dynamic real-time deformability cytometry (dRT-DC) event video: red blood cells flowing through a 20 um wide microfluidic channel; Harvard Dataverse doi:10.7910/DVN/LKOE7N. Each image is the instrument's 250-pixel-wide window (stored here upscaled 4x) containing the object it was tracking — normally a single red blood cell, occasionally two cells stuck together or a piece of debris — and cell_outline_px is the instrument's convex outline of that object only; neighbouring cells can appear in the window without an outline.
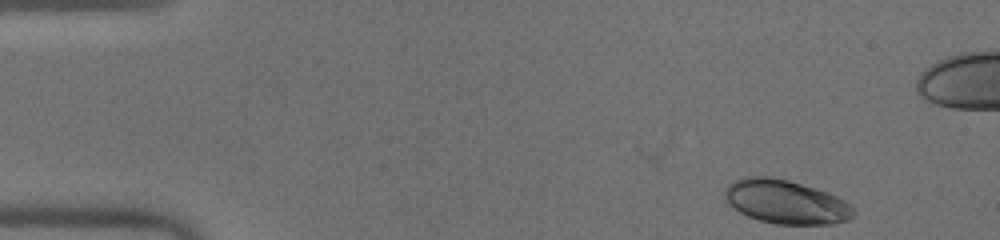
{"species": "human", "species_latin": "Homo sapiens", "temperature_condition": "warm", "stored_images_in_passage": 47, "camera_frame_rate_fps": 3000, "um_per_image_px": 0.085, "donor": {"sex": "male"}, "frame": {"image": 1, "passage_image": 1, "time_ms": 0.0, "image_size_px": [1000, 240], "cell_outline_px": [[856, 212], [848, 220], [832, 224], [776, 224], [760, 220], [748, 216], [740, 212], [728, 204], [724, 200], [724, 188], [728, 184], [744, 176], [768, 176], [788, 180], [836, 196], [844, 200]], "centroid_in_image_um": [66.74, 17.16], "position_along_channel_um": 18.3, "area_um2": 32.66}}
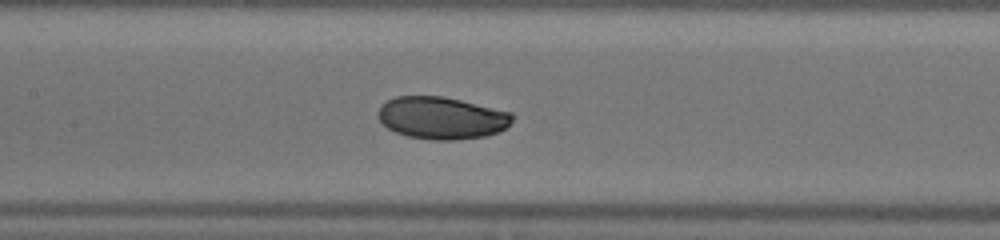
{"frame": {"image": 2, "passage_image": 20, "time_ms": 6.333, "image_size_px": [1000, 240], "cell_outline_px": [[512, 120], [500, 132], [484, 136], [456, 140], [432, 140], [408, 136], [396, 132], [388, 128], [380, 120], [380, 104], [396, 96], [444, 96], [512, 112]], "centroid_in_image_um": [37.55, 10.02], "position_along_channel_um": 169.8, "area_um2": 32.89}}
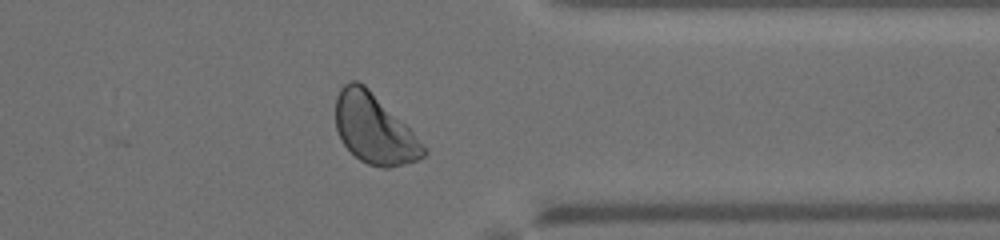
{"frame": {"image": 3, "passage_image": 36, "time_ms": 11.667, "image_size_px": [1000, 240], "cell_outline_px": [[428, 152], [424, 156], [416, 160], [388, 168], [384, 168], [368, 164], [360, 160], [340, 140], [336, 128], [336, 96], [340, 88], [344, 84], [352, 80], [356, 80], [364, 84], [428, 148]], "centroid_in_image_um": [31.79, 10.96], "position_along_channel_um": 379.6, "area_um2": 35.14}, "authors_computed_cell_mechanics": {"area_um2": 33.524, "velocity_mm_per_s": 4.0625, "shape_relaxation_time_tau1_ms": 4.2889, "shape_relaxation_time_tau2_ms": null, "deformation_change_tau1": 0.1382, "deformation_change_tau2": null}}